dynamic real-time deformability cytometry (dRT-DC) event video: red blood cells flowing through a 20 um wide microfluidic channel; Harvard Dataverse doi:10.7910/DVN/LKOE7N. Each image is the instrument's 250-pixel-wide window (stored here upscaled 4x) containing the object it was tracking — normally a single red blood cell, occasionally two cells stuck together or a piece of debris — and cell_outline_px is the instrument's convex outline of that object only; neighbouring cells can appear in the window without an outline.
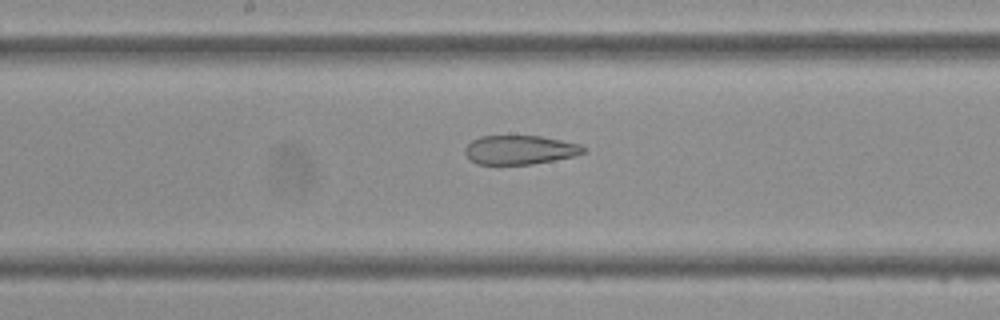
{"species": "Egyptian fruit bat (a non-hibernating species)", "species_latin": "Rousettus aegyptiacus", "temperature_condition": "cold", "stored_images_in_passage": 42, "camera_frame_rate_fps": 3000, "um_per_image_px": 0.085, "frame": {"image": 1, "passage_image": 21, "time_ms": 6.667, "image_size_px": [1000, 320], "cell_outline_px": [[588, 148], [584, 152], [576, 156], [532, 164], [476, 164], [468, 160], [464, 152], [464, 148], [472, 140], [480, 136], [540, 136], [580, 144]], "centroid_in_image_um": [44.17, 12.74], "position_along_channel_um": 204.0, "area_um2": 20.17}}
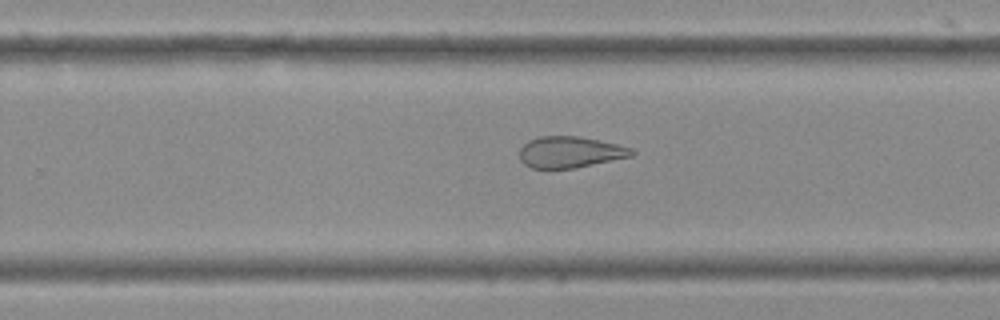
{"frame": {"image": 2, "passage_image": 26, "time_ms": 8.333, "image_size_px": [1000, 320], "cell_outline_px": [[636, 152], [632, 156], [576, 168], [532, 168], [524, 164], [520, 160], [520, 148], [528, 140], [540, 136], [576, 136], [600, 140], [632, 148]], "centroid_in_image_um": [48.46, 12.93], "position_along_channel_um": 281.3, "area_um2": 20.46}}
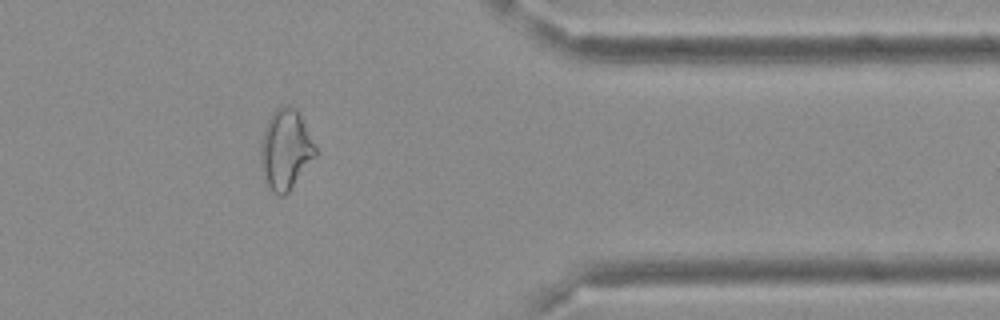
{"frame": {"image": 3, "passage_image": 34, "time_ms": 11.0, "image_size_px": [1000, 320], "cell_outline_px": [[316, 156], [288, 192], [284, 196], [276, 196], [272, 192], [264, 180], [260, 164], [260, 144], [264, 128], [272, 112], [280, 104], [288, 104], [296, 108], [316, 144]], "centroid_in_image_um": [24.26, 12.7], "position_along_channel_um": 387.1, "area_um2": 26.01}}